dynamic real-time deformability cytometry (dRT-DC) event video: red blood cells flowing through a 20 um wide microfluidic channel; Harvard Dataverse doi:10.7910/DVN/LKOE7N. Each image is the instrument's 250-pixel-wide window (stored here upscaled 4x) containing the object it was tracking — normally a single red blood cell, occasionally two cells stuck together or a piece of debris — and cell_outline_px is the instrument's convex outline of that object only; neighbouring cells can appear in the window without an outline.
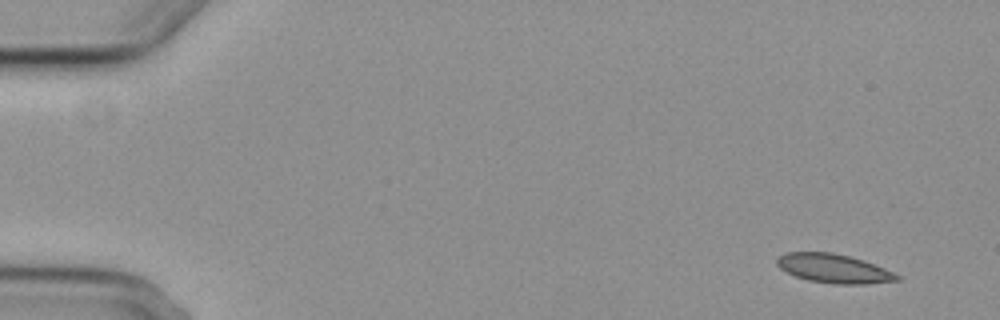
{"species": "common noctule bat (a hibernating species)", "species_latin": "Nyctalus noctula", "temperature_condition": "cold", "stored_images_in_passage": 4, "camera_frame_rate_fps": 3000, "um_per_image_px": 0.085, "animal": {"sex": "female", "body_mass_g": 29.2, "forearm_length_mm": 56.3}, "frame": {"image": 1, "passage_image": 1, "time_ms": 0.0, "image_size_px": [1000, 320], "cell_outline_px": [[900, 280], [864, 284], [836, 284], [808, 280], [796, 276], [780, 268], [776, 264], [776, 260], [784, 252], [832, 252], [864, 260], [884, 268], [900, 276]], "centroid_in_image_um": [70.86, 22.82], "position_along_channel_um": 14.1, "area_um2": 20.11}}